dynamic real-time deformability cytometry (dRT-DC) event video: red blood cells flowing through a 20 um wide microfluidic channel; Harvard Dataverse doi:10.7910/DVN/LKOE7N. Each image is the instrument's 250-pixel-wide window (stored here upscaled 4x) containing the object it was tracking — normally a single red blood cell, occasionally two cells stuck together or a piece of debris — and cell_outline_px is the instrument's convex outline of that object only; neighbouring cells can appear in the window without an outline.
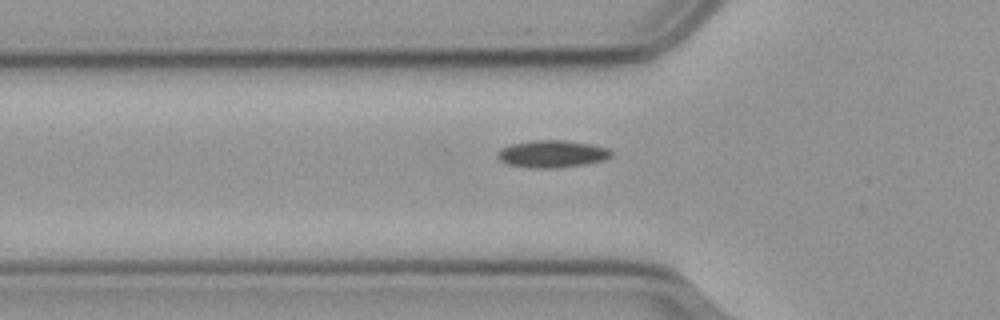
{"species": "common noctule bat (a hibernating species)", "species_latin": "Nyctalus noctula", "temperature_condition": "cold", "stored_images_in_passage": 42, "camera_frame_rate_fps": 3000, "um_per_image_px": 0.085, "animal": {"sex": "male", "body_mass_g": 23.1, "forearm_length_mm": 52.7}, "frame": {"image": 1, "passage_image": 11, "time_ms": 3.333, "image_size_px": [1000, 320], "cell_outline_px": [[612, 156], [604, 160], [584, 164], [552, 168], [536, 168], [508, 164], [500, 160], [496, 156], [496, 152], [500, 148], [512, 144], [532, 140], [568, 140], [592, 144], [608, 148], [612, 152]], "centroid_in_image_um": [46.93, 13.06], "position_along_channel_um": 78.9, "area_um2": 18.09}}
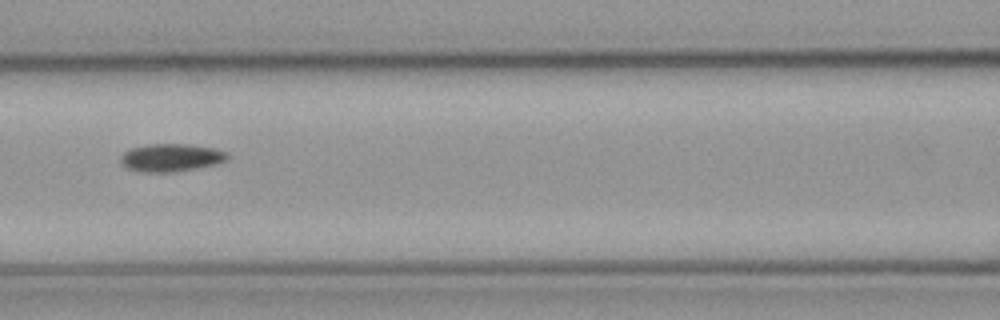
{"frame": {"image": 2, "passage_image": 17, "time_ms": 5.333, "image_size_px": [1000, 320], "cell_outline_px": [[228, 160], [216, 164], [176, 172], [144, 172], [128, 168], [120, 160], [120, 156], [128, 148], [148, 144], [188, 144], [212, 148], [228, 152]], "centroid_in_image_um": [14.54, 13.39], "position_along_channel_um": 152.1, "area_um2": 17.34}}
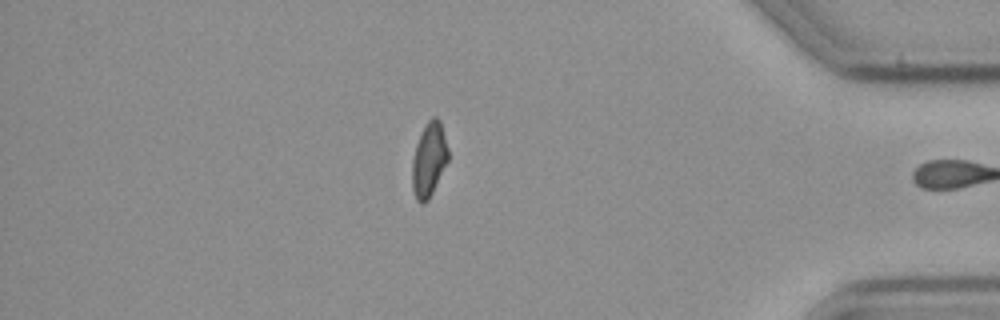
{"frame": {"image": 3, "passage_image": 41, "time_ms": 13.333, "image_size_px": [1000, 320], "cell_outline_px": [[448, 160], [428, 200], [424, 204], [420, 204], [416, 200], [412, 188], [412, 160], [416, 144], [424, 124], [432, 116], [436, 116], [440, 120], [448, 148]], "centroid_in_image_um": [36.45, 13.55], "position_along_channel_um": 398.8, "area_um2": 15.61}}